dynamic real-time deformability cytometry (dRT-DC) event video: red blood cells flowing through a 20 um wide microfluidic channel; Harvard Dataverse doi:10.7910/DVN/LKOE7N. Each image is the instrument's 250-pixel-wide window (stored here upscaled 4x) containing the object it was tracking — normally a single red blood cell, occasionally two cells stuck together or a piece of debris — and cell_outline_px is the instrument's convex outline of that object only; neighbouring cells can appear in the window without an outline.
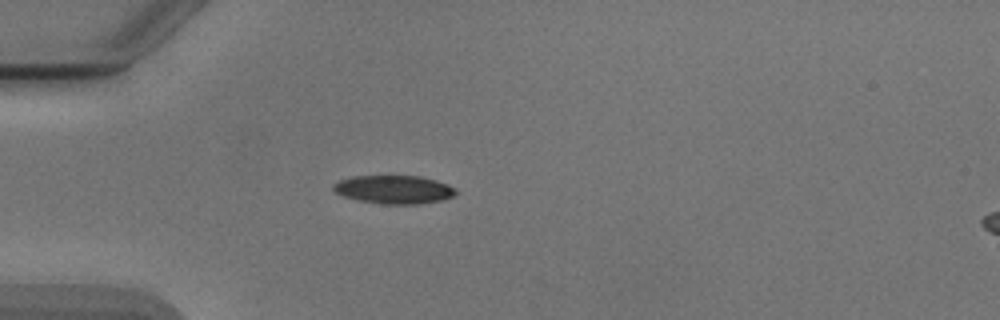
{"species": "Egyptian fruit bat (a non-hibernating species)", "species_latin": "Rousettus aegyptiacus", "temperature_condition": "cold", "stored_images_in_passage": 39, "camera_frame_rate_fps": 3000, "um_per_image_px": 0.085, "animal": {"sex": "male"}, "frame": {"image": 1, "passage_image": 1, "time_ms": 0.0, "image_size_px": [1000, 320], "cell_outline_px": [[456, 192], [452, 196], [444, 200], [420, 204], [384, 204], [360, 200], [344, 196], [336, 192], [332, 188], [332, 184], [340, 180], [352, 176], [420, 176], [436, 180], [448, 184], [456, 188]], "centroid_in_image_um": [33.51, 16.1], "position_along_channel_um": 51.5, "area_um2": 20.23}}
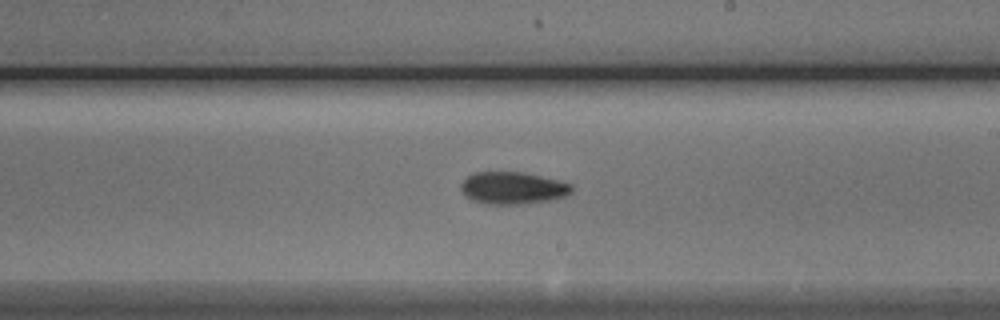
{"frame": {"image": 2, "passage_image": 17, "time_ms": 5.333, "image_size_px": [1000, 320], "cell_outline_px": [[572, 192], [568, 196], [548, 200], [524, 204], [484, 204], [472, 200], [460, 188], [460, 184], [468, 176], [476, 172], [524, 172], [560, 180], [572, 184]], "centroid_in_image_um": [43.63, 15.98], "position_along_channel_um": 245.4, "area_um2": 20.87}}
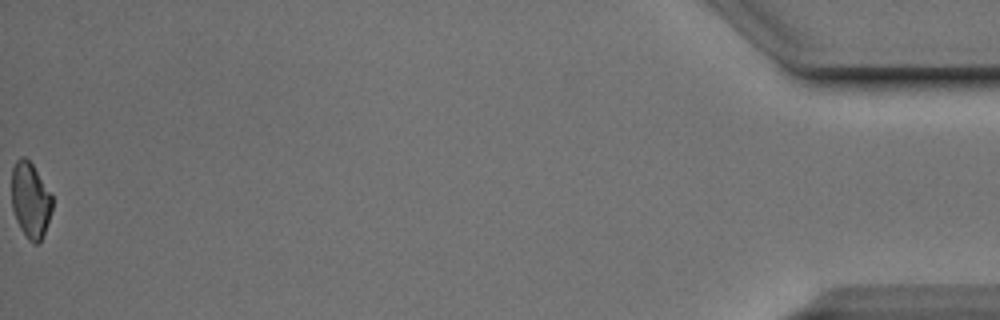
{"frame": {"image": 3, "passage_image": 39, "time_ms": 12.667, "image_size_px": [1000, 320], "cell_outline_px": [[52, 208], [44, 232], [40, 240], [36, 244], [28, 240], [20, 228], [16, 220], [12, 208], [12, 168], [16, 160], [20, 156], [24, 156], [32, 164], [52, 196]], "centroid_in_image_um": [2.56, 17.0], "position_along_channel_um": 432.6, "area_um2": 17.63}, "authors_computed_cell_mechanics": {"area_um2": 19.9988, "velocity_mm_per_s": 3.8927, "shape_relaxation_time_tau1_ms": 3.3766, "shape_relaxation_time_tau2_ms": null, "deformation_change_tau1": 0.1169, "deformation_change_tau2": null}}